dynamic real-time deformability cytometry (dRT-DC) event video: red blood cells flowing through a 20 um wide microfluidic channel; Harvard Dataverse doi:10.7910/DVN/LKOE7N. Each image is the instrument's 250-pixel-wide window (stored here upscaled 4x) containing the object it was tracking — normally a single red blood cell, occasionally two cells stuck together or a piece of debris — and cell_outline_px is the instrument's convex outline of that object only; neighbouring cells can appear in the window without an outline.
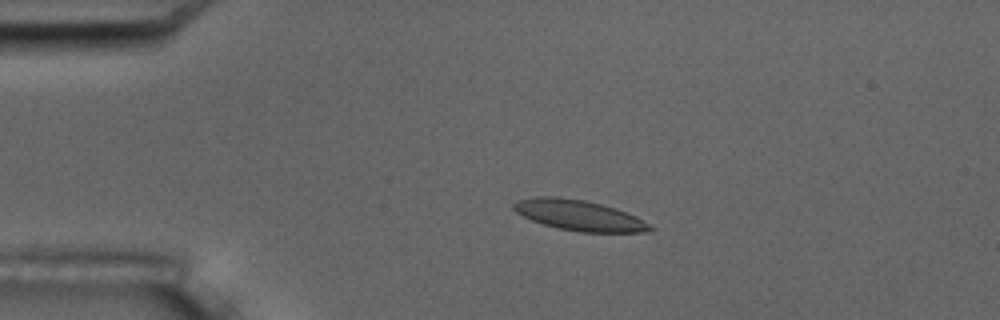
{"species": "common noctule bat (a hibernating species)", "species_latin": "Nyctalus noctula", "temperature_condition": "room temperature", "stored_images_in_passage": 5, "camera_frame_rate_fps": 3000, "um_per_image_px": 0.085, "animal": {"sex": "male", "body_mass_g": 17.5, "forearm_length_mm": 52.3}, "frame": {"image": 1, "passage_image": 4, "time_ms": 4.0, "image_size_px": [1000, 320], "cell_outline_px": [[656, 228], [652, 232], [580, 232], [560, 228], [544, 224], [532, 220], [516, 212], [512, 208], [512, 204], [516, 200], [532, 196], [556, 196], [584, 200], [616, 208], [636, 216]], "centroid_in_image_um": [49.23, 18.29], "position_along_channel_um": 35.8, "area_um2": 24.33}}